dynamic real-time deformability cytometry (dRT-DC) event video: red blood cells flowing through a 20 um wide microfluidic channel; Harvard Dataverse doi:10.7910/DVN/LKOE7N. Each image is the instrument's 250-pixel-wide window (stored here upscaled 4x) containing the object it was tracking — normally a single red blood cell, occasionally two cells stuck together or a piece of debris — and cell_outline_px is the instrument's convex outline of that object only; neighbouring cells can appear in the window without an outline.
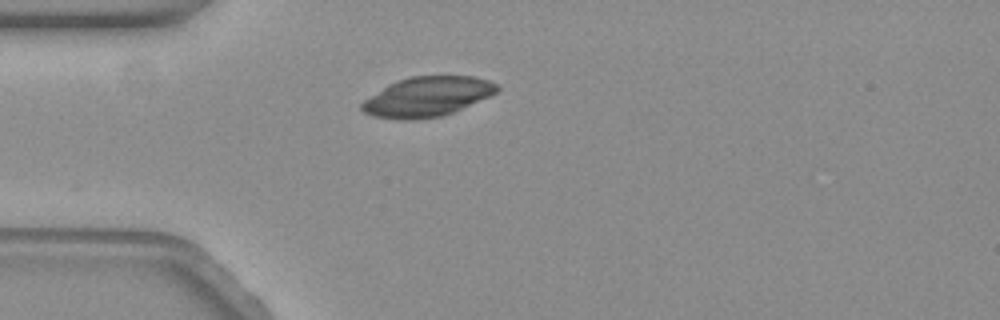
{"species": "common noctule bat (a hibernating species)", "species_latin": "Nyctalus noctula", "temperature_condition": "warm", "stored_images_in_passage": 36, "camera_frame_rate_fps": 3000, "um_per_image_px": 0.085, "animal": {"sex": "female", "body_mass_g": 19.3, "forearm_length_mm": 54.1}, "frame": {"image": 1, "passage_image": 1, "time_ms": 0.0, "image_size_px": [1000, 320], "cell_outline_px": [[500, 88], [496, 92], [488, 96], [444, 116], [420, 120], [396, 120], [372, 116], [364, 112], [360, 108], [360, 104], [364, 100], [388, 84], [396, 80], [412, 76], [472, 76], [488, 80], [496, 84]], "centroid_in_image_um": [36.26, 8.23], "position_along_channel_um": 48.7, "area_um2": 31.39}}
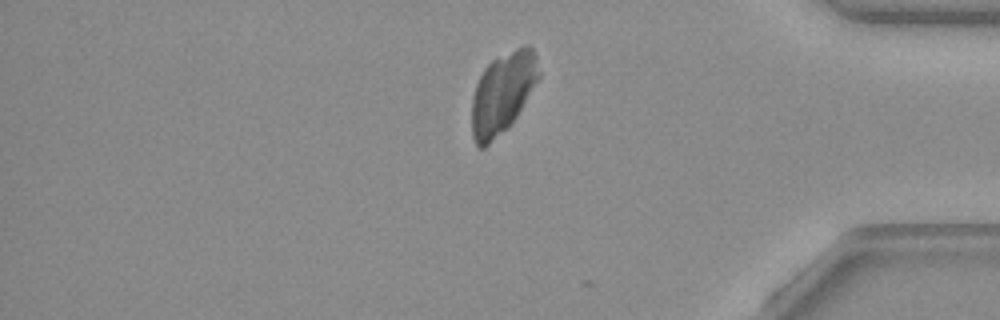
{"frame": {"image": 2, "passage_image": 35, "time_ms": 11.333, "image_size_px": [1000, 320], "cell_outline_px": [[540, 76], [516, 116], [508, 128], [484, 148], [480, 148], [476, 144], [472, 136], [472, 96], [476, 84], [484, 68], [492, 60], [524, 44], [528, 44], [536, 52], [540, 72]], "centroid_in_image_um": [42.72, 7.89], "position_along_channel_um": 392.5, "area_um2": 31.62}}